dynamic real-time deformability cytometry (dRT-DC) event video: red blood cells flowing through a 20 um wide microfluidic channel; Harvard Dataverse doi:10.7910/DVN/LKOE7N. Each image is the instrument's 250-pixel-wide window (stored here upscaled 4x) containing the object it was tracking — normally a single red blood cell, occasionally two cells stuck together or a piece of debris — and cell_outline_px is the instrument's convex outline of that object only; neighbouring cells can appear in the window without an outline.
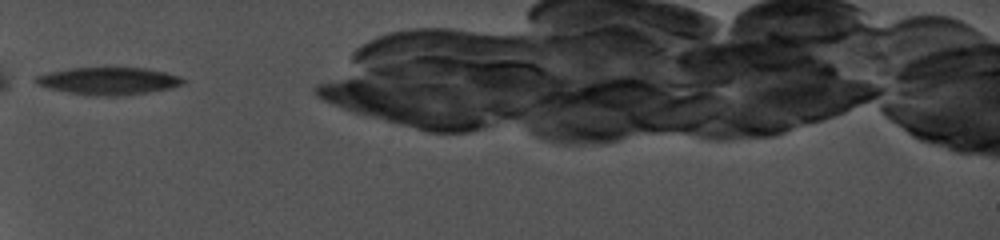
{"species": "common noctule bat (a hibernating species)", "species_latin": "Nyctalus noctula", "temperature_condition": "cold", "stored_images_in_passage": 4, "camera_frame_rate_fps": 5000, "um_per_image_px": 0.085, "animal": {"sex": "female", "body_mass_g": 19.0, "forearm_length_mm": 56.7}, "frame": {"image": 1, "passage_image": 1, "time_ms": 0.0, "image_size_px": [1000, 240], "cell_outline_px": [[184, 80], [180, 84], [168, 88], [144, 92], [72, 92], [52, 88], [36, 84], [36, 76], [68, 68], [104, 64], [144, 68], [164, 72], [176, 76]], "centroid_in_image_um": [9.19, 6.75], "position_along_channel_um": 75.8, "area_um2": 22.31}}
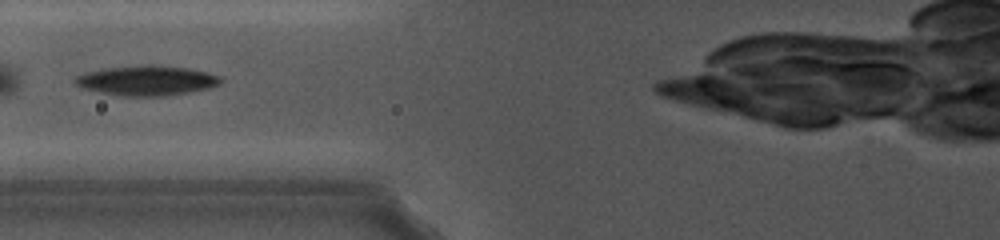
{"frame": {"image": 2, "passage_image": 3, "time_ms": 1.2, "image_size_px": [1000, 240], "cell_outline_px": [[220, 84], [208, 88], [188, 92], [160, 96], [124, 96], [100, 92], [76, 84], [76, 76], [84, 72], [104, 68], [140, 64], [152, 64], [188, 68], [220, 76]], "centroid_in_image_um": [12.47, 6.82], "position_along_channel_um": 113.3, "area_um2": 25.09}}